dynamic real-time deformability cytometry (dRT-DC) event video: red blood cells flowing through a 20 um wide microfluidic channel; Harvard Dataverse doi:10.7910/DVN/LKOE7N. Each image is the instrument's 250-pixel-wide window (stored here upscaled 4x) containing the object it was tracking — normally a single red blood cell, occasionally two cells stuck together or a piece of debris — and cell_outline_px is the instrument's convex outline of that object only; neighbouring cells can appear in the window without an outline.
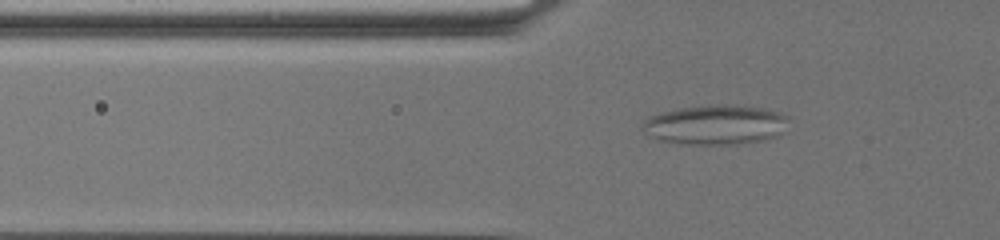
{"species": "common noctule bat (a hibernating species)", "species_latin": "Nyctalus noctula", "temperature_condition": "warm", "stored_images_in_passage": 77, "camera_frame_rate_fps": 3000, "um_per_image_px": 0.085, "animal": {"sex": "female", "body_mass_g": 19.5, "forearm_length_mm": 54.1}, "frame": {"image": 1, "passage_image": 30, "time_ms": 9.667, "image_size_px": [1000, 240], "cell_outline_px": [[788, 132], [780, 136], [764, 140], [740, 144], [676, 144], [656, 140], [648, 136], [640, 128], [640, 124], [648, 116], [660, 112], [676, 108], [716, 104], [732, 104], [768, 108], [780, 112], [788, 116]], "centroid_in_image_um": [60.83, 10.6], "position_along_channel_um": 65.0, "area_um2": 35.14}}
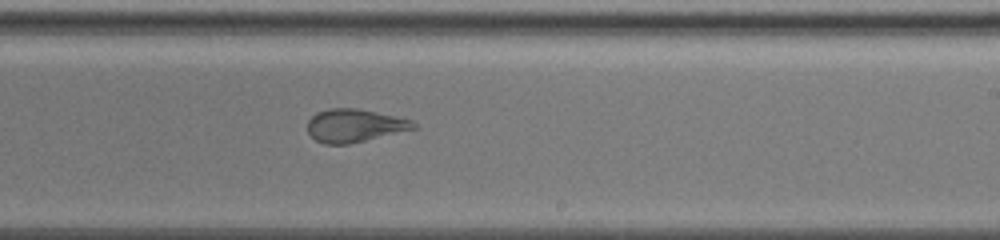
{"frame": {"image": 2, "passage_image": 51, "time_ms": 16.667, "image_size_px": [1000, 240], "cell_outline_px": [[420, 128], [348, 144], [324, 144], [316, 140], [308, 132], [308, 120], [316, 112], [332, 108], [356, 108], [376, 112], [412, 120]], "centroid_in_image_um": [30.16, 10.67], "position_along_channel_um": 258.8, "area_um2": 20.4}}
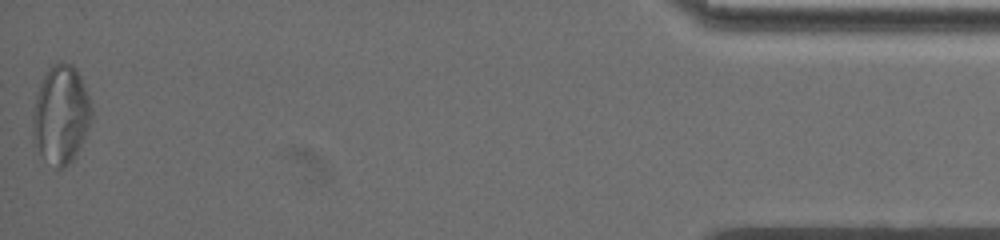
{"frame": {"image": 3, "passage_image": 77, "time_ms": 25.333, "image_size_px": [1000, 240], "cell_outline_px": [[92, 116], [88, 128], [76, 156], [64, 168], [56, 168], [40, 152], [36, 144], [32, 132], [32, 112], [36, 96], [40, 84], [48, 68], [52, 64], [60, 60], [72, 64], [76, 68], [80, 76], [88, 96], [92, 108]], "centroid_in_image_um": [5.18, 9.7], "position_along_channel_um": 430.0, "area_um2": 33.58}}